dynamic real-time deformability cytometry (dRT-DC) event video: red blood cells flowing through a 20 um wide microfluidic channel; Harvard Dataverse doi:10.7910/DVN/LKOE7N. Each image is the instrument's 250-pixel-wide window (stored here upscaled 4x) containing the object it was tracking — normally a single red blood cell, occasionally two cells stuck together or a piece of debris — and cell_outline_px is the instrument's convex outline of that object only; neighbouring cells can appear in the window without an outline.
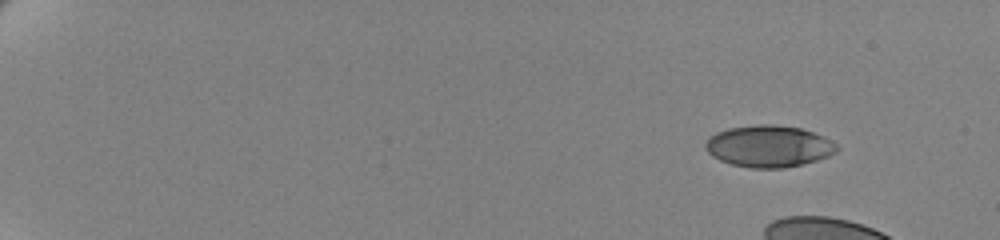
{"species": "human", "species_latin": "Homo sapiens", "temperature_condition": "cold", "stored_images_in_passage": 5, "camera_frame_rate_fps": 3000, "um_per_image_px": 0.085, "donor": {"sex": "female"}, "frame": {"image": 1, "passage_image": 1, "time_ms": 0.0, "image_size_px": [1000, 240], "cell_outline_px": [[840, 148], [836, 152], [828, 156], [816, 160], [784, 168], [752, 168], [732, 164], [720, 160], [712, 156], [704, 148], [704, 144], [708, 136], [716, 132], [728, 128], [760, 124], [772, 124], [800, 128], [824, 136], [836, 144]], "centroid_in_image_um": [65.32, 12.42], "position_along_channel_um": 19.7, "area_um2": 31.96}}